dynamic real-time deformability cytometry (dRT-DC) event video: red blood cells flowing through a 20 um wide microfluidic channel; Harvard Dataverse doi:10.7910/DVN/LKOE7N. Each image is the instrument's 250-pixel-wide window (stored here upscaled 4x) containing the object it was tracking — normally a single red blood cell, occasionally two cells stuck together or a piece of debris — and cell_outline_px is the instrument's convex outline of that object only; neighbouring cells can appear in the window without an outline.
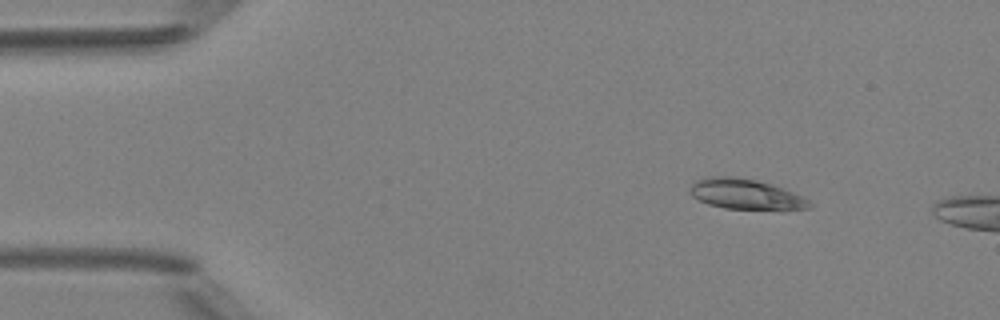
{"species": "Egyptian fruit bat (a non-hibernating species)", "species_latin": "Rousettus aegyptiacus", "temperature_condition": "room temperature", "stored_images_in_passage": 4, "camera_frame_rate_fps": 3000, "um_per_image_px": 0.085, "animal": {"sex": "female"}, "frame": {"image": 1, "passage_image": 3, "time_ms": 2.0, "image_size_px": [1000, 320], "cell_outline_px": [[812, 204], [808, 208], [784, 212], [724, 208], [708, 204], [692, 196], [688, 192], [688, 188], [696, 180], [704, 176], [736, 176], [756, 180], [784, 188], [804, 196]], "centroid_in_image_um": [63.43, 16.54], "position_along_channel_um": 21.6, "area_um2": 22.08}}